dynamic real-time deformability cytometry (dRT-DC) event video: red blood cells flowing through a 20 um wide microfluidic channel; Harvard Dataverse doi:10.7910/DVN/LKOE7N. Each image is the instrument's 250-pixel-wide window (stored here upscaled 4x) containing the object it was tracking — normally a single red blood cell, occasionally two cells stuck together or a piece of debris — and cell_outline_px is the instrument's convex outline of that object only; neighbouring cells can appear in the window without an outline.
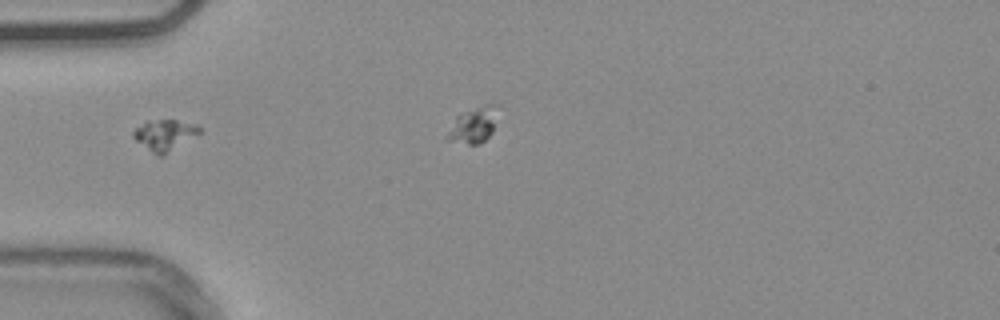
{"species": "common noctule bat (a hibernating species)", "species_latin": "Nyctalus noctula", "temperature_condition": "warm", "stored_images_in_passage": 4, "camera_frame_rate_fps": 3000, "um_per_image_px": 0.085, "animal": {"sex": "male", "body_mass_g": 20.4}, "frame": {"image": 1, "passage_image": 1, "time_ms": 0.0, "image_size_px": [1000, 320], "cell_outline_px": [[204, 128], [200, 132], [164, 156], [156, 156], [136, 140], [132, 136], [132, 132], [136, 128], [148, 120], [176, 120], [196, 124]], "centroid_in_image_um": [14.0, 11.48], "position_along_channel_um": 71.0, "area_um2": 11.91}}